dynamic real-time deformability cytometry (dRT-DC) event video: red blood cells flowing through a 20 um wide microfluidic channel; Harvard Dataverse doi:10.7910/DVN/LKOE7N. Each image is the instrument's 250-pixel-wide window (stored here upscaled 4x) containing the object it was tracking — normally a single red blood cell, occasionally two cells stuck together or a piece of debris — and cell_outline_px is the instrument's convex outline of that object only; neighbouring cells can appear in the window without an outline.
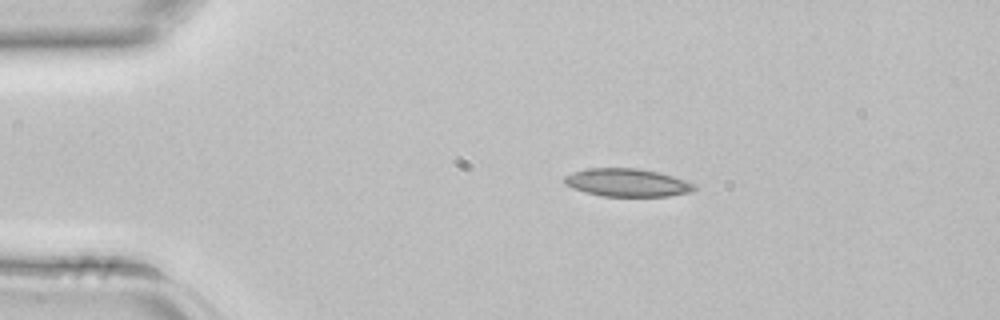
{"species": "common noctule bat (a hibernating species)", "species_latin": "Nyctalus noctula", "temperature_condition": "room temperature", "stored_images_in_passage": 2, "camera_frame_rate_fps": 3000, "um_per_image_px": 0.085, "animal": {"sex": "female", "body_mass_g": 22.7, "forearm_length_mm": 54.2}, "frame": {"image": 1, "passage_image": 1, "time_ms": 0.0, "image_size_px": [1000, 320], "cell_outline_px": [[696, 188], [692, 192], [668, 196], [600, 196], [584, 192], [568, 184], [564, 180], [564, 176], [572, 172], [588, 168], [636, 168], [660, 172], [684, 180], [692, 184]], "centroid_in_image_um": [53.31, 15.52], "position_along_channel_um": 31.7, "area_um2": 20.98}}